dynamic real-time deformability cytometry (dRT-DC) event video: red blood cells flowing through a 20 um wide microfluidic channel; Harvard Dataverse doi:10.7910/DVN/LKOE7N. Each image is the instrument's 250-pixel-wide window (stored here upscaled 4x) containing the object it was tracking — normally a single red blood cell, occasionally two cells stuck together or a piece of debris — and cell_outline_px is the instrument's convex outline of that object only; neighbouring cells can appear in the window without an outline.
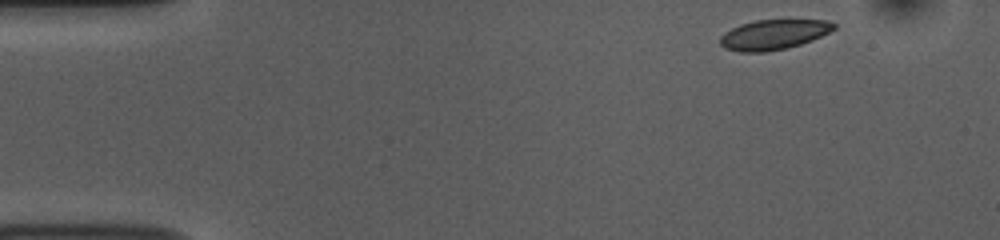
{"species": "common noctule bat (a hibernating species)", "species_latin": "Nyctalus noctula", "temperature_condition": "room temperature", "stored_images_in_passage": 49, "camera_frame_rate_fps": 3000, "um_per_image_px": 0.085, "animal": {"sex": "female", "body_mass_g": 10.0, "forearm_length_mm": 53.1}, "frame": {"image": 1, "passage_image": 1, "time_ms": 0.0, "image_size_px": [1000, 240], "cell_outline_px": [[836, 28], [812, 40], [788, 48], [768, 52], [740, 52], [724, 48], [720, 44], [720, 36], [724, 32], [740, 24], [756, 20], [828, 20], [836, 24]], "centroid_in_image_um": [65.73, 2.94], "position_along_channel_um": 19.3, "area_um2": 19.94}}
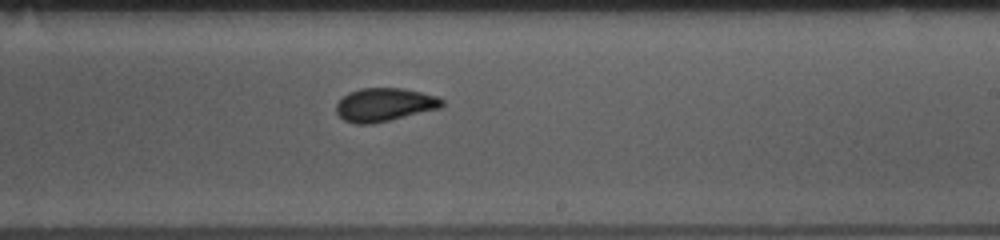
{"frame": {"image": 2, "passage_image": 27, "time_ms": 8.667, "image_size_px": [1000, 240], "cell_outline_px": [[444, 104], [440, 108], [372, 124], [356, 124], [344, 120], [336, 112], [336, 104], [348, 92], [360, 88], [404, 88], [440, 96], [444, 100]], "centroid_in_image_um": [32.7, 8.89], "position_along_channel_um": 256.3, "area_um2": 20.63}}
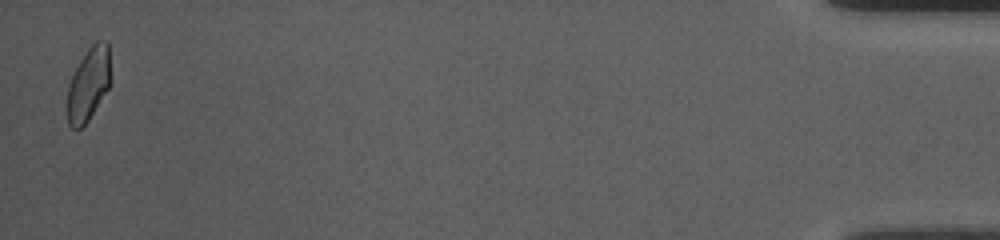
{"frame": {"image": 3, "passage_image": 48, "time_ms": 15.667, "image_size_px": [1000, 240], "cell_outline_px": [[112, 80], [108, 88], [88, 120], [80, 128], [72, 128], [68, 124], [64, 108], [64, 104], [68, 84], [80, 60], [88, 48], [96, 40], [108, 40]], "centroid_in_image_um": [7.5, 7.14], "position_along_channel_um": 427.7, "area_um2": 19.19}, "authors_computed_cell_mechanics": {"area_um2": 20.1722, "velocity_mm_per_s": 3.7279, "shape_relaxation_time_tau1_ms": 9.0317, "shape_relaxation_time_tau2_ms": 1.3047, "deformation_change_tau1": 0.1727, "deformation_change_tau2": 0.0432}}